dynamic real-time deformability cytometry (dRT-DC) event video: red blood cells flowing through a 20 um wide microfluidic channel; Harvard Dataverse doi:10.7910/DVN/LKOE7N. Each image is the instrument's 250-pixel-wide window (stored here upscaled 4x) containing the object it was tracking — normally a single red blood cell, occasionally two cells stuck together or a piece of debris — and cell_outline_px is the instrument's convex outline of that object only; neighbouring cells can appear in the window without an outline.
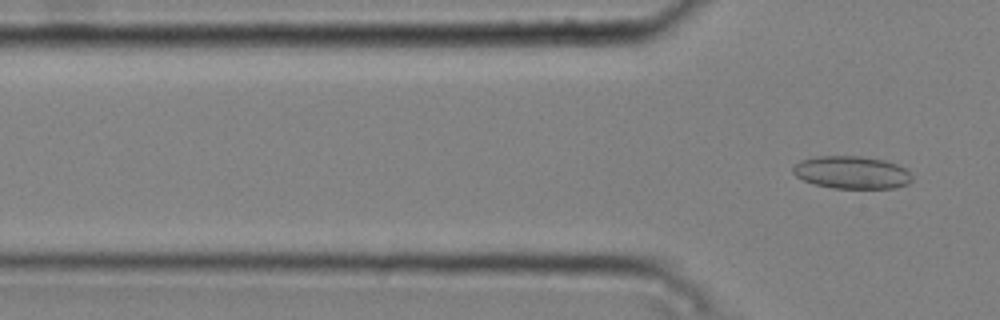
{"species": "common noctule bat (a hibernating species)", "species_latin": "Nyctalus noctula", "temperature_condition": "cold", "stored_images_in_passage": 5, "camera_frame_rate_fps": 3000, "um_per_image_px": 0.085, "animal": {"sex": "male", "body_mass_g": 20.4}, "frame": {"image": 1, "passage_image": 5, "time_ms": 1.333, "image_size_px": [1000, 320], "cell_outline_px": [[912, 180], [908, 184], [896, 188], [832, 188], [816, 184], [804, 180], [796, 176], [792, 172], [792, 168], [800, 160], [820, 156], [860, 156], [884, 160], [908, 168], [912, 176]], "centroid_in_image_um": [72.44, 14.66], "position_along_channel_um": 53.4, "area_um2": 22.72}}